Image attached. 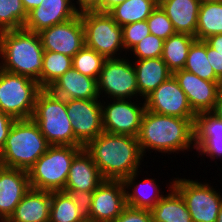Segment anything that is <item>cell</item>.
<instances>
[{
    "label": "cell",
    "instance_id": "obj_1",
    "mask_svg": "<svg viewBox=\"0 0 222 222\" xmlns=\"http://www.w3.org/2000/svg\"><path fill=\"white\" fill-rule=\"evenodd\" d=\"M194 121L145 110L137 136L142 155L151 149L167 154L195 149Z\"/></svg>",
    "mask_w": 222,
    "mask_h": 222
},
{
    "label": "cell",
    "instance_id": "obj_2",
    "mask_svg": "<svg viewBox=\"0 0 222 222\" xmlns=\"http://www.w3.org/2000/svg\"><path fill=\"white\" fill-rule=\"evenodd\" d=\"M84 149L90 154L102 177L123 180L138 171L143 155L137 137L102 132Z\"/></svg>",
    "mask_w": 222,
    "mask_h": 222
},
{
    "label": "cell",
    "instance_id": "obj_3",
    "mask_svg": "<svg viewBox=\"0 0 222 222\" xmlns=\"http://www.w3.org/2000/svg\"><path fill=\"white\" fill-rule=\"evenodd\" d=\"M44 49L39 33L24 28L0 32V68L38 82Z\"/></svg>",
    "mask_w": 222,
    "mask_h": 222
},
{
    "label": "cell",
    "instance_id": "obj_4",
    "mask_svg": "<svg viewBox=\"0 0 222 222\" xmlns=\"http://www.w3.org/2000/svg\"><path fill=\"white\" fill-rule=\"evenodd\" d=\"M49 146L32 118L15 120L0 153V165L28 171Z\"/></svg>",
    "mask_w": 222,
    "mask_h": 222
},
{
    "label": "cell",
    "instance_id": "obj_5",
    "mask_svg": "<svg viewBox=\"0 0 222 222\" xmlns=\"http://www.w3.org/2000/svg\"><path fill=\"white\" fill-rule=\"evenodd\" d=\"M32 119L50 146H82L75 138L71 120L67 115L66 99L41 89L35 100Z\"/></svg>",
    "mask_w": 222,
    "mask_h": 222
},
{
    "label": "cell",
    "instance_id": "obj_6",
    "mask_svg": "<svg viewBox=\"0 0 222 222\" xmlns=\"http://www.w3.org/2000/svg\"><path fill=\"white\" fill-rule=\"evenodd\" d=\"M83 146H49L28 170L30 187L44 191H63L75 155Z\"/></svg>",
    "mask_w": 222,
    "mask_h": 222
},
{
    "label": "cell",
    "instance_id": "obj_7",
    "mask_svg": "<svg viewBox=\"0 0 222 222\" xmlns=\"http://www.w3.org/2000/svg\"><path fill=\"white\" fill-rule=\"evenodd\" d=\"M38 82L27 76L0 68V111L14 119H31L37 94Z\"/></svg>",
    "mask_w": 222,
    "mask_h": 222
},
{
    "label": "cell",
    "instance_id": "obj_8",
    "mask_svg": "<svg viewBox=\"0 0 222 222\" xmlns=\"http://www.w3.org/2000/svg\"><path fill=\"white\" fill-rule=\"evenodd\" d=\"M81 20L84 26L86 47L95 50L106 59L120 58L116 55H120L124 49L122 27L108 12H84L81 13Z\"/></svg>",
    "mask_w": 222,
    "mask_h": 222
},
{
    "label": "cell",
    "instance_id": "obj_9",
    "mask_svg": "<svg viewBox=\"0 0 222 222\" xmlns=\"http://www.w3.org/2000/svg\"><path fill=\"white\" fill-rule=\"evenodd\" d=\"M172 186L184 199L192 222H216L222 196L208 183L175 178Z\"/></svg>",
    "mask_w": 222,
    "mask_h": 222
},
{
    "label": "cell",
    "instance_id": "obj_10",
    "mask_svg": "<svg viewBox=\"0 0 222 222\" xmlns=\"http://www.w3.org/2000/svg\"><path fill=\"white\" fill-rule=\"evenodd\" d=\"M97 84L99 96L103 92L112 99H132L139 96L134 65L124 57L106 59Z\"/></svg>",
    "mask_w": 222,
    "mask_h": 222
},
{
    "label": "cell",
    "instance_id": "obj_11",
    "mask_svg": "<svg viewBox=\"0 0 222 222\" xmlns=\"http://www.w3.org/2000/svg\"><path fill=\"white\" fill-rule=\"evenodd\" d=\"M109 100L113 102L106 106L104 102L101 106L104 132L137 137L146 110L145 102L135 104L130 99Z\"/></svg>",
    "mask_w": 222,
    "mask_h": 222
},
{
    "label": "cell",
    "instance_id": "obj_12",
    "mask_svg": "<svg viewBox=\"0 0 222 222\" xmlns=\"http://www.w3.org/2000/svg\"><path fill=\"white\" fill-rule=\"evenodd\" d=\"M101 106L100 99H66L74 136L83 147L104 132Z\"/></svg>",
    "mask_w": 222,
    "mask_h": 222
},
{
    "label": "cell",
    "instance_id": "obj_13",
    "mask_svg": "<svg viewBox=\"0 0 222 222\" xmlns=\"http://www.w3.org/2000/svg\"><path fill=\"white\" fill-rule=\"evenodd\" d=\"M146 110L161 115L195 118L187 96L172 75L144 98Z\"/></svg>",
    "mask_w": 222,
    "mask_h": 222
},
{
    "label": "cell",
    "instance_id": "obj_14",
    "mask_svg": "<svg viewBox=\"0 0 222 222\" xmlns=\"http://www.w3.org/2000/svg\"><path fill=\"white\" fill-rule=\"evenodd\" d=\"M43 49L73 57L85 46L81 14L39 32Z\"/></svg>",
    "mask_w": 222,
    "mask_h": 222
},
{
    "label": "cell",
    "instance_id": "obj_15",
    "mask_svg": "<svg viewBox=\"0 0 222 222\" xmlns=\"http://www.w3.org/2000/svg\"><path fill=\"white\" fill-rule=\"evenodd\" d=\"M126 206L123 181L105 179L93 192L90 222H113Z\"/></svg>",
    "mask_w": 222,
    "mask_h": 222
},
{
    "label": "cell",
    "instance_id": "obj_16",
    "mask_svg": "<svg viewBox=\"0 0 222 222\" xmlns=\"http://www.w3.org/2000/svg\"><path fill=\"white\" fill-rule=\"evenodd\" d=\"M173 76L186 94L188 102L196 114L211 112L214 109L219 92V82L201 79L184 69L175 71Z\"/></svg>",
    "mask_w": 222,
    "mask_h": 222
},
{
    "label": "cell",
    "instance_id": "obj_17",
    "mask_svg": "<svg viewBox=\"0 0 222 222\" xmlns=\"http://www.w3.org/2000/svg\"><path fill=\"white\" fill-rule=\"evenodd\" d=\"M72 0H42L40 6L28 13L24 29L35 33L66 22L79 13Z\"/></svg>",
    "mask_w": 222,
    "mask_h": 222
},
{
    "label": "cell",
    "instance_id": "obj_18",
    "mask_svg": "<svg viewBox=\"0 0 222 222\" xmlns=\"http://www.w3.org/2000/svg\"><path fill=\"white\" fill-rule=\"evenodd\" d=\"M30 188L28 171L0 165V215L5 221Z\"/></svg>",
    "mask_w": 222,
    "mask_h": 222
},
{
    "label": "cell",
    "instance_id": "obj_19",
    "mask_svg": "<svg viewBox=\"0 0 222 222\" xmlns=\"http://www.w3.org/2000/svg\"><path fill=\"white\" fill-rule=\"evenodd\" d=\"M194 145L201 156L206 155L213 160L222 157V121L211 112L196 115Z\"/></svg>",
    "mask_w": 222,
    "mask_h": 222
},
{
    "label": "cell",
    "instance_id": "obj_20",
    "mask_svg": "<svg viewBox=\"0 0 222 222\" xmlns=\"http://www.w3.org/2000/svg\"><path fill=\"white\" fill-rule=\"evenodd\" d=\"M104 180L90 154L82 148L72 161L63 191L94 192Z\"/></svg>",
    "mask_w": 222,
    "mask_h": 222
},
{
    "label": "cell",
    "instance_id": "obj_21",
    "mask_svg": "<svg viewBox=\"0 0 222 222\" xmlns=\"http://www.w3.org/2000/svg\"><path fill=\"white\" fill-rule=\"evenodd\" d=\"M63 99H99L97 79L83 75L73 67L59 77L49 88Z\"/></svg>",
    "mask_w": 222,
    "mask_h": 222
},
{
    "label": "cell",
    "instance_id": "obj_22",
    "mask_svg": "<svg viewBox=\"0 0 222 222\" xmlns=\"http://www.w3.org/2000/svg\"><path fill=\"white\" fill-rule=\"evenodd\" d=\"M51 191L30 188L7 222H49Z\"/></svg>",
    "mask_w": 222,
    "mask_h": 222
},
{
    "label": "cell",
    "instance_id": "obj_23",
    "mask_svg": "<svg viewBox=\"0 0 222 222\" xmlns=\"http://www.w3.org/2000/svg\"><path fill=\"white\" fill-rule=\"evenodd\" d=\"M199 0H159V6L172 22L176 33H186L195 37Z\"/></svg>",
    "mask_w": 222,
    "mask_h": 222
},
{
    "label": "cell",
    "instance_id": "obj_24",
    "mask_svg": "<svg viewBox=\"0 0 222 222\" xmlns=\"http://www.w3.org/2000/svg\"><path fill=\"white\" fill-rule=\"evenodd\" d=\"M135 68L140 98H144L154 91L161 83L173 73L161 57L149 59H135L132 62Z\"/></svg>",
    "mask_w": 222,
    "mask_h": 222
},
{
    "label": "cell",
    "instance_id": "obj_25",
    "mask_svg": "<svg viewBox=\"0 0 222 222\" xmlns=\"http://www.w3.org/2000/svg\"><path fill=\"white\" fill-rule=\"evenodd\" d=\"M138 173L139 171H136L122 180L125 188L126 205L132 208L151 210L164 195L161 194V189L158 188L159 185L156 184L154 178H145L137 184L135 179ZM129 189L132 191L130 192Z\"/></svg>",
    "mask_w": 222,
    "mask_h": 222
},
{
    "label": "cell",
    "instance_id": "obj_26",
    "mask_svg": "<svg viewBox=\"0 0 222 222\" xmlns=\"http://www.w3.org/2000/svg\"><path fill=\"white\" fill-rule=\"evenodd\" d=\"M169 192L150 210L153 222H192L191 214L180 193L169 185Z\"/></svg>",
    "mask_w": 222,
    "mask_h": 222
},
{
    "label": "cell",
    "instance_id": "obj_27",
    "mask_svg": "<svg viewBox=\"0 0 222 222\" xmlns=\"http://www.w3.org/2000/svg\"><path fill=\"white\" fill-rule=\"evenodd\" d=\"M195 40L194 36L186 33H175L164 40L161 58L172 73L184 69L189 49Z\"/></svg>",
    "mask_w": 222,
    "mask_h": 222
},
{
    "label": "cell",
    "instance_id": "obj_28",
    "mask_svg": "<svg viewBox=\"0 0 222 222\" xmlns=\"http://www.w3.org/2000/svg\"><path fill=\"white\" fill-rule=\"evenodd\" d=\"M158 5V0H125L108 13L120 27H123L130 23L147 20Z\"/></svg>",
    "mask_w": 222,
    "mask_h": 222
},
{
    "label": "cell",
    "instance_id": "obj_29",
    "mask_svg": "<svg viewBox=\"0 0 222 222\" xmlns=\"http://www.w3.org/2000/svg\"><path fill=\"white\" fill-rule=\"evenodd\" d=\"M185 71L199 76L201 79L219 82L207 56V43L204 40H195L188 52L185 62Z\"/></svg>",
    "mask_w": 222,
    "mask_h": 222
},
{
    "label": "cell",
    "instance_id": "obj_30",
    "mask_svg": "<svg viewBox=\"0 0 222 222\" xmlns=\"http://www.w3.org/2000/svg\"><path fill=\"white\" fill-rule=\"evenodd\" d=\"M222 34V1L200 5L196 40H205L211 35Z\"/></svg>",
    "mask_w": 222,
    "mask_h": 222
},
{
    "label": "cell",
    "instance_id": "obj_31",
    "mask_svg": "<svg viewBox=\"0 0 222 222\" xmlns=\"http://www.w3.org/2000/svg\"><path fill=\"white\" fill-rule=\"evenodd\" d=\"M72 68V57L44 50L40 88L48 89L67 70Z\"/></svg>",
    "mask_w": 222,
    "mask_h": 222
},
{
    "label": "cell",
    "instance_id": "obj_32",
    "mask_svg": "<svg viewBox=\"0 0 222 222\" xmlns=\"http://www.w3.org/2000/svg\"><path fill=\"white\" fill-rule=\"evenodd\" d=\"M49 222H88L80 213L70 195L52 191Z\"/></svg>",
    "mask_w": 222,
    "mask_h": 222
},
{
    "label": "cell",
    "instance_id": "obj_33",
    "mask_svg": "<svg viewBox=\"0 0 222 222\" xmlns=\"http://www.w3.org/2000/svg\"><path fill=\"white\" fill-rule=\"evenodd\" d=\"M27 16L21 0H0V32L23 28Z\"/></svg>",
    "mask_w": 222,
    "mask_h": 222
},
{
    "label": "cell",
    "instance_id": "obj_34",
    "mask_svg": "<svg viewBox=\"0 0 222 222\" xmlns=\"http://www.w3.org/2000/svg\"><path fill=\"white\" fill-rule=\"evenodd\" d=\"M106 58L95 50L84 46L72 57V67L88 77L97 79Z\"/></svg>",
    "mask_w": 222,
    "mask_h": 222
},
{
    "label": "cell",
    "instance_id": "obj_35",
    "mask_svg": "<svg viewBox=\"0 0 222 222\" xmlns=\"http://www.w3.org/2000/svg\"><path fill=\"white\" fill-rule=\"evenodd\" d=\"M147 24L150 33L163 40H166L168 37L176 33L172 22L159 5L147 18Z\"/></svg>",
    "mask_w": 222,
    "mask_h": 222
},
{
    "label": "cell",
    "instance_id": "obj_36",
    "mask_svg": "<svg viewBox=\"0 0 222 222\" xmlns=\"http://www.w3.org/2000/svg\"><path fill=\"white\" fill-rule=\"evenodd\" d=\"M164 40L153 34H149L138 42L130 51L135 59H149L162 56Z\"/></svg>",
    "mask_w": 222,
    "mask_h": 222
},
{
    "label": "cell",
    "instance_id": "obj_37",
    "mask_svg": "<svg viewBox=\"0 0 222 222\" xmlns=\"http://www.w3.org/2000/svg\"><path fill=\"white\" fill-rule=\"evenodd\" d=\"M150 34L147 20L130 23L122 27L125 51L131 50L138 42Z\"/></svg>",
    "mask_w": 222,
    "mask_h": 222
},
{
    "label": "cell",
    "instance_id": "obj_38",
    "mask_svg": "<svg viewBox=\"0 0 222 222\" xmlns=\"http://www.w3.org/2000/svg\"><path fill=\"white\" fill-rule=\"evenodd\" d=\"M70 195L81 215L90 222V209L92 204L93 192L74 190L66 192Z\"/></svg>",
    "mask_w": 222,
    "mask_h": 222
},
{
    "label": "cell",
    "instance_id": "obj_39",
    "mask_svg": "<svg viewBox=\"0 0 222 222\" xmlns=\"http://www.w3.org/2000/svg\"><path fill=\"white\" fill-rule=\"evenodd\" d=\"M113 222H153L150 210L126 206Z\"/></svg>",
    "mask_w": 222,
    "mask_h": 222
},
{
    "label": "cell",
    "instance_id": "obj_40",
    "mask_svg": "<svg viewBox=\"0 0 222 222\" xmlns=\"http://www.w3.org/2000/svg\"><path fill=\"white\" fill-rule=\"evenodd\" d=\"M16 119L10 115L0 111V153L3 150V147L8 137L9 131Z\"/></svg>",
    "mask_w": 222,
    "mask_h": 222
},
{
    "label": "cell",
    "instance_id": "obj_41",
    "mask_svg": "<svg viewBox=\"0 0 222 222\" xmlns=\"http://www.w3.org/2000/svg\"><path fill=\"white\" fill-rule=\"evenodd\" d=\"M207 56H209L210 65L216 76L220 79L222 77V55L207 44Z\"/></svg>",
    "mask_w": 222,
    "mask_h": 222
},
{
    "label": "cell",
    "instance_id": "obj_42",
    "mask_svg": "<svg viewBox=\"0 0 222 222\" xmlns=\"http://www.w3.org/2000/svg\"><path fill=\"white\" fill-rule=\"evenodd\" d=\"M79 7H76V11L81 14L89 11H99L101 12V2L102 0H77Z\"/></svg>",
    "mask_w": 222,
    "mask_h": 222
},
{
    "label": "cell",
    "instance_id": "obj_43",
    "mask_svg": "<svg viewBox=\"0 0 222 222\" xmlns=\"http://www.w3.org/2000/svg\"><path fill=\"white\" fill-rule=\"evenodd\" d=\"M211 48L222 55V34L211 35L204 40Z\"/></svg>",
    "mask_w": 222,
    "mask_h": 222
},
{
    "label": "cell",
    "instance_id": "obj_44",
    "mask_svg": "<svg viewBox=\"0 0 222 222\" xmlns=\"http://www.w3.org/2000/svg\"><path fill=\"white\" fill-rule=\"evenodd\" d=\"M211 113L222 121V92L220 91L218 92L217 100Z\"/></svg>",
    "mask_w": 222,
    "mask_h": 222
},
{
    "label": "cell",
    "instance_id": "obj_45",
    "mask_svg": "<svg viewBox=\"0 0 222 222\" xmlns=\"http://www.w3.org/2000/svg\"><path fill=\"white\" fill-rule=\"evenodd\" d=\"M125 0H102L101 12H109L116 5L123 3Z\"/></svg>",
    "mask_w": 222,
    "mask_h": 222
},
{
    "label": "cell",
    "instance_id": "obj_46",
    "mask_svg": "<svg viewBox=\"0 0 222 222\" xmlns=\"http://www.w3.org/2000/svg\"><path fill=\"white\" fill-rule=\"evenodd\" d=\"M27 13L40 6L42 0H21Z\"/></svg>",
    "mask_w": 222,
    "mask_h": 222
},
{
    "label": "cell",
    "instance_id": "obj_47",
    "mask_svg": "<svg viewBox=\"0 0 222 222\" xmlns=\"http://www.w3.org/2000/svg\"><path fill=\"white\" fill-rule=\"evenodd\" d=\"M216 222H222V204L220 206Z\"/></svg>",
    "mask_w": 222,
    "mask_h": 222
},
{
    "label": "cell",
    "instance_id": "obj_48",
    "mask_svg": "<svg viewBox=\"0 0 222 222\" xmlns=\"http://www.w3.org/2000/svg\"><path fill=\"white\" fill-rule=\"evenodd\" d=\"M222 0H199L201 4L211 3V2H221Z\"/></svg>",
    "mask_w": 222,
    "mask_h": 222
},
{
    "label": "cell",
    "instance_id": "obj_49",
    "mask_svg": "<svg viewBox=\"0 0 222 222\" xmlns=\"http://www.w3.org/2000/svg\"><path fill=\"white\" fill-rule=\"evenodd\" d=\"M219 91L222 92V77L219 80Z\"/></svg>",
    "mask_w": 222,
    "mask_h": 222
},
{
    "label": "cell",
    "instance_id": "obj_50",
    "mask_svg": "<svg viewBox=\"0 0 222 222\" xmlns=\"http://www.w3.org/2000/svg\"><path fill=\"white\" fill-rule=\"evenodd\" d=\"M0 222H6L5 219L0 215Z\"/></svg>",
    "mask_w": 222,
    "mask_h": 222
}]
</instances>
